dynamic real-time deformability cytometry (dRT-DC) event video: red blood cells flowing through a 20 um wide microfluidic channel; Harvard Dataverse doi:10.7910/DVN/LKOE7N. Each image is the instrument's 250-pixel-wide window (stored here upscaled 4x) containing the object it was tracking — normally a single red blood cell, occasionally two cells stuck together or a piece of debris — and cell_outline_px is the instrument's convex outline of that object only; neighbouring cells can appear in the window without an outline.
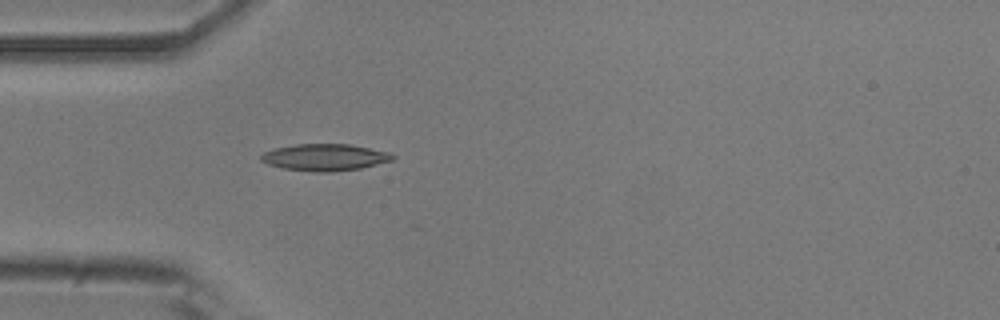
{"species": "common noctule bat (a hibernating species)", "species_latin": "Nyctalus noctula", "temperature_condition": "room temperature", "stored_images_in_passage": 2, "camera_frame_rate_fps": 3000, "um_per_image_px": 0.085, "animal": {"sex": "male", "body_mass_g": 20.5, "forearm_length_mm": 52.5}, "frame": {"image": 1, "passage_image": 1, "time_ms": 0.0, "image_size_px": [1000, 320], "cell_outline_px": [[396, 156], [392, 160], [360, 168], [332, 172], [312, 172], [280, 168], [268, 164], [260, 160], [260, 156], [264, 152], [276, 148], [296, 144], [348, 144], [388, 152]], "centroid_in_image_um": [27.57, 13.38], "position_along_channel_um": 57.4, "area_um2": 20.46}}